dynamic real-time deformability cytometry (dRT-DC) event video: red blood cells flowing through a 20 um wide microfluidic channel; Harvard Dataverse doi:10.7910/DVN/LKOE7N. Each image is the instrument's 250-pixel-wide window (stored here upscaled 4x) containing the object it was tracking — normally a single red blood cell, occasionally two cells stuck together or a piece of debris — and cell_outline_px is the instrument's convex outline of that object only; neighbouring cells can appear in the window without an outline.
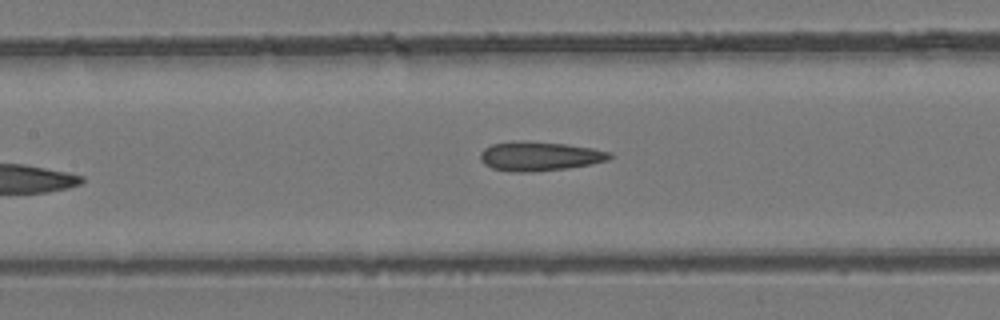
{"species": "common noctule bat (a hibernating species)", "species_latin": "Nyctalus noctula", "temperature_condition": "room temperature", "stored_images_in_passage": 6, "camera_frame_rate_fps": 3000, "um_per_image_px": 0.085, "animal": {"sex": "female", "body_mass_g": 24.6, "forearm_length_mm": 56.2}, "frame": {"image": 1, "passage_image": 6, "time_ms": 6.667, "image_size_px": [1000, 320], "cell_outline_px": [[616, 156], [608, 160], [592, 164], [568, 168], [528, 172], [512, 172], [492, 168], [484, 164], [480, 160], [480, 152], [484, 148], [492, 144], [512, 140], [520, 140], [564, 144], [592, 148], [612, 152]], "centroid_in_image_um": [45.87, 13.27], "position_along_channel_um": 161.5, "area_um2": 22.31}}